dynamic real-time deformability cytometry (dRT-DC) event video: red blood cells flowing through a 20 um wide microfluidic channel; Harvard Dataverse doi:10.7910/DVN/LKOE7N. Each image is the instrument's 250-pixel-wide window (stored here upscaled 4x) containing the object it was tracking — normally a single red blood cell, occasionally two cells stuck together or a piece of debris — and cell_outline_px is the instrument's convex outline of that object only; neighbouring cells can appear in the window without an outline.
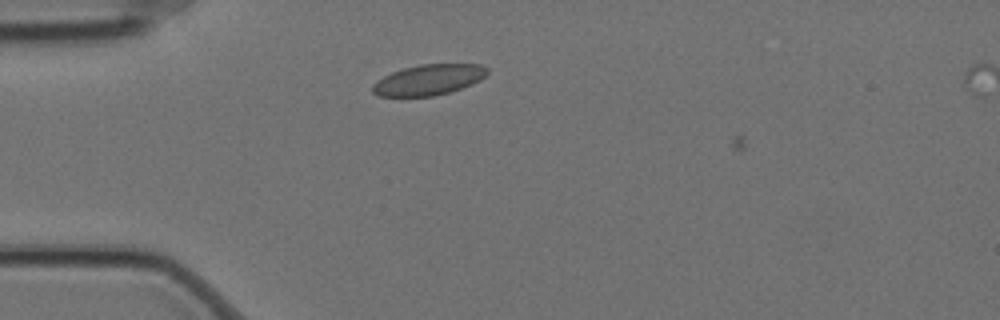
{"species": "Egyptian fruit bat (a non-hibernating species)", "species_latin": "Rousettus aegyptiacus", "temperature_condition": "cold", "stored_images_in_passage": 4, "camera_frame_rate_fps": 3000, "um_per_image_px": 0.085, "animal": {"sex": "female"}, "frame": {"image": 1, "passage_image": 3, "time_ms": 0.667, "image_size_px": [1000, 320], "cell_outline_px": [[488, 72], [480, 80], [472, 84], [448, 92], [432, 96], [380, 96], [372, 92], [372, 84], [376, 80], [392, 72], [404, 68], [420, 64], [480, 64], [488, 68]], "centroid_in_image_um": [36.42, 6.77], "position_along_channel_um": 48.6, "area_um2": 20.35}}